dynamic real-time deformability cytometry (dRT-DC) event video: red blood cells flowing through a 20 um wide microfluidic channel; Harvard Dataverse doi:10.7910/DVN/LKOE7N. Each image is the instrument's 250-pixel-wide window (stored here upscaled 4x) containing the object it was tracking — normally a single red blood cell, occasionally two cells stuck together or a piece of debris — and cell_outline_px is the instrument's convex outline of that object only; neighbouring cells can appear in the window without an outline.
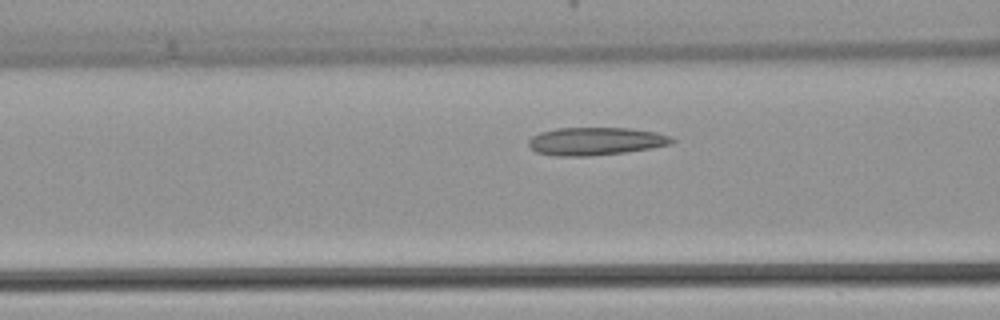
{"species": "common noctule bat (a hibernating species)", "species_latin": "Nyctalus noctula", "temperature_condition": "warm", "stored_images_in_passage": 28, "camera_frame_rate_fps": 3000, "um_per_image_px": 0.085, "animal": {"sex": "female", "body_mass_g": 22.7, "forearm_length_mm": 54.2}, "frame": {"image": 1, "passage_image": 9, "time_ms": 2.667, "image_size_px": [1000, 320], "cell_outline_px": [[676, 140], [672, 144], [624, 152], [588, 156], [552, 156], [536, 152], [528, 144], [528, 140], [532, 136], [540, 132], [556, 128], [628, 128], [656, 132], [668, 136]], "centroid_in_image_um": [50.58, 12.0], "position_along_channel_um": 116.0, "area_um2": 23.18}}
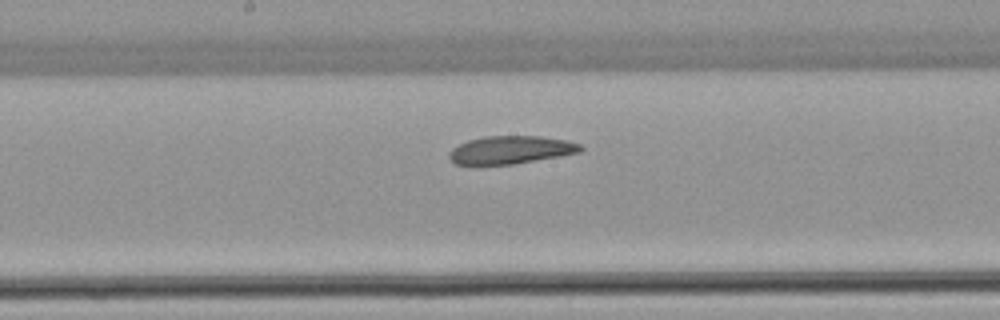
{"frame": {"image": 2, "passage_image": 15, "time_ms": 4.667, "image_size_px": [1000, 320], "cell_outline_px": [[584, 148], [580, 152], [560, 156], [512, 164], [456, 164], [448, 156], [448, 152], [452, 148], [468, 140], [484, 136], [540, 136], [564, 140], [580, 144]], "centroid_in_image_um": [43.41, 12.73], "position_along_channel_um": 204.8, "area_um2": 21.15}}
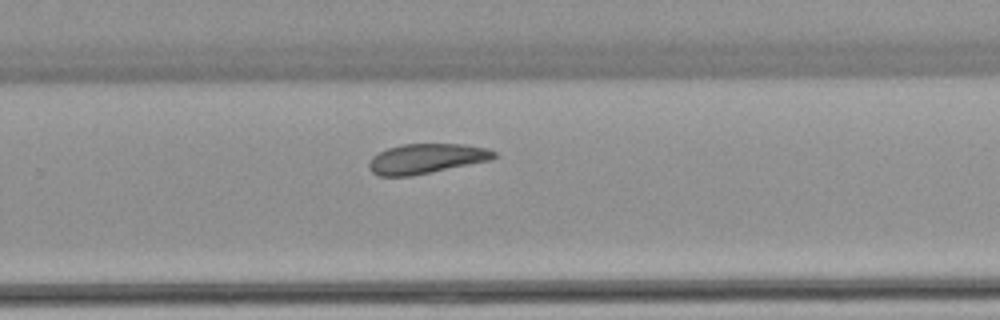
{"frame": {"image": 3, "passage_image": 21, "time_ms": 6.667, "image_size_px": [1000, 320], "cell_outline_px": [[496, 156], [492, 160], [412, 176], [380, 176], [372, 172], [368, 168], [368, 164], [372, 156], [388, 148], [400, 144], [464, 144], [488, 148], [496, 152]], "centroid_in_image_um": [36.25, 13.48], "position_along_channel_um": 293.6, "area_um2": 21.91}}